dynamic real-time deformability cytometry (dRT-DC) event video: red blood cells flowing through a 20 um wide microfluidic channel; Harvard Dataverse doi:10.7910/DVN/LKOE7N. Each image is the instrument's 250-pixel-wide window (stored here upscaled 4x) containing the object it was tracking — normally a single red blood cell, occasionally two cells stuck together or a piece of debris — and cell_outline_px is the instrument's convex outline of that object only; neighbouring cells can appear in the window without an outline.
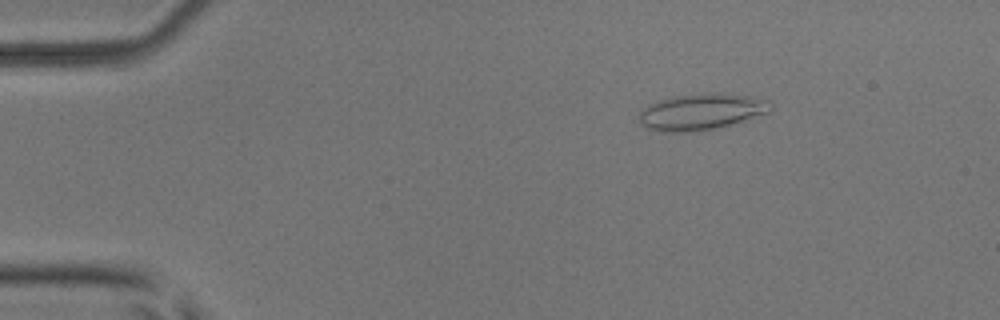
{"species": "common noctule bat (a hibernating species)", "species_latin": "Nyctalus noctula", "temperature_condition": "room temperature", "stored_images_in_passage": 52, "camera_frame_rate_fps": 3000, "um_per_image_px": 0.085, "animal": {"sex": "male", "body_mass_g": 17.9, "forearm_length_mm": 54.2}, "frame": {"image": 1, "passage_image": 8, "time_ms": 2.333, "image_size_px": [1000, 320], "cell_outline_px": [[772, 108], [768, 112], [744, 120], [716, 128], [696, 132], [664, 132], [648, 128], [640, 124], [640, 112], [648, 104], [656, 100], [672, 96], [700, 92], [720, 92], [748, 96], [768, 100], [772, 104]], "centroid_in_image_um": [59.58, 9.48], "position_along_channel_um": 25.4, "area_um2": 28.09}}
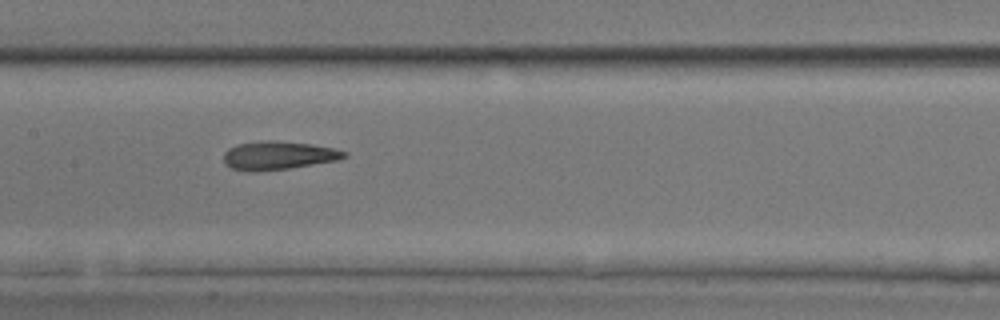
{"frame": {"image": 2, "passage_image": 26, "time_ms": 8.333, "image_size_px": [1000, 320], "cell_outline_px": [[348, 156], [336, 160], [288, 168], [256, 172], [248, 172], [228, 168], [224, 164], [224, 152], [228, 148], [236, 144], [260, 140], [276, 140], [312, 144], [332, 148], [348, 152]], "centroid_in_image_um": [23.58, 13.21], "position_along_channel_um": 183.8, "area_um2": 20.23}}
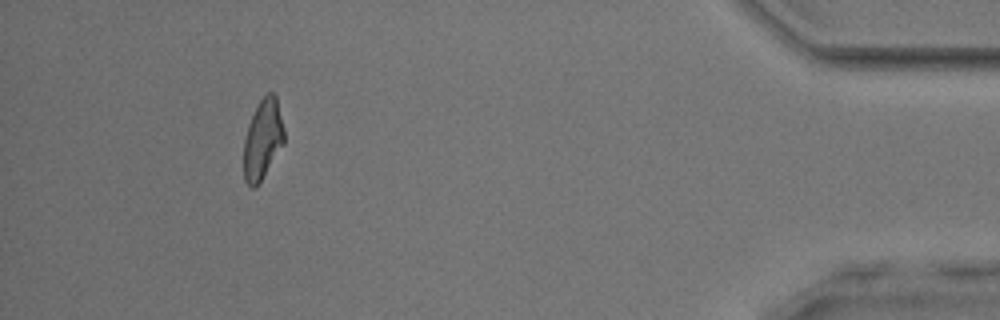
{"frame": {"image": 3, "passage_image": 48, "time_ms": 15.667, "image_size_px": [1000, 320], "cell_outline_px": [[284, 144], [256, 188], [252, 188], [244, 180], [244, 140], [248, 124], [260, 100], [268, 92], [272, 92], [276, 96], [284, 128]], "centroid_in_image_um": [22.34, 11.86], "position_along_channel_um": 412.9, "area_um2": 18.73}, "authors_computed_cell_mechanics": {"area_um2": 20.2011, "velocity_mm_per_s": 3.9424, "shape_relaxation_time_tau1_ms": null, "shape_relaxation_time_tau2_ms": 2.5039, "deformation_change_tau1": null, "deformation_change_tau2": 0.1214}}